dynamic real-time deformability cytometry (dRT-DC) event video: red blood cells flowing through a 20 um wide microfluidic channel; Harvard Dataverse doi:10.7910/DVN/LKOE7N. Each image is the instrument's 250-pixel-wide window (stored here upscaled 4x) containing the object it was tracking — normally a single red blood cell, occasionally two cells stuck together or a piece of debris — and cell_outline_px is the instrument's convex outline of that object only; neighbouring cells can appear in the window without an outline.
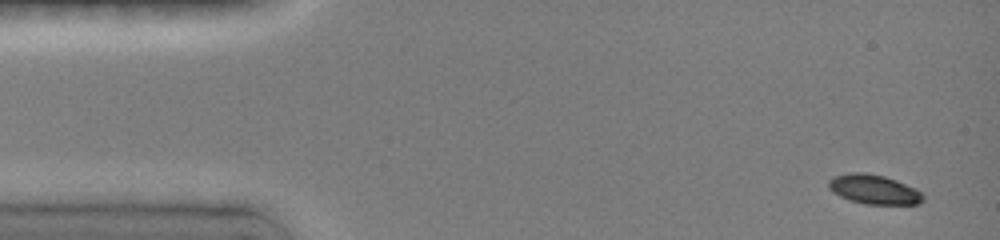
{"species": "common noctule bat (a hibernating species)", "species_latin": "Nyctalus noctula", "temperature_condition": "room temperature", "stored_images_in_passage": 39, "camera_frame_rate_fps": 3000, "um_per_image_px": 0.085, "animal": {"sex": "female", "body_mass_g": 19.0, "forearm_length_mm": 51.5}, "frame": {"image": 1, "passage_image": 3, "time_ms": 0.333, "image_size_px": [1000, 240], "cell_outline_px": [[924, 200], [920, 204], [864, 204], [840, 196], [832, 192], [828, 188], [828, 180], [832, 176], [848, 172], [864, 172], [884, 176], [896, 180], [916, 188], [924, 196]], "centroid_in_image_um": [74.26, 16.09], "position_along_channel_um": 10.7, "area_um2": 16.36}}
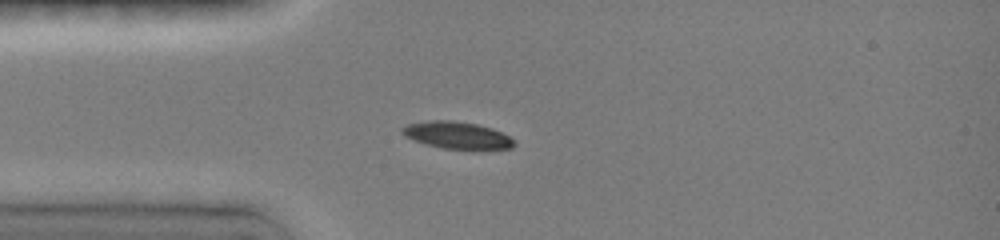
{"frame": {"image": 2, "passage_image": 24, "time_ms": 3.667, "image_size_px": [1000, 240], "cell_outline_px": [[516, 144], [512, 148], [444, 148], [428, 144], [404, 136], [400, 132], [400, 128], [408, 124], [424, 120], [452, 120], [476, 124], [492, 128], [508, 136]], "centroid_in_image_um": [38.79, 11.46], "position_along_channel_um": 46.2, "area_um2": 17.22}}
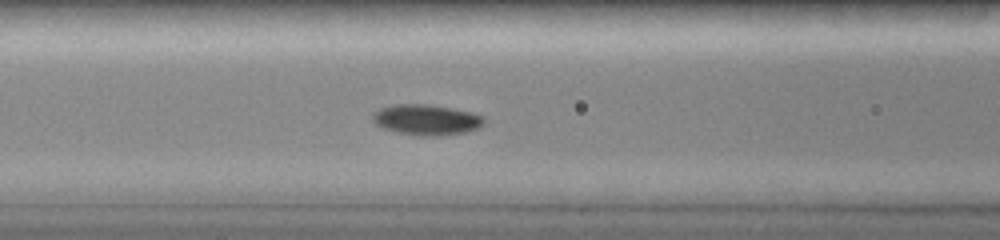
{"frame": {"image": 3, "passage_image": 37, "time_ms": 6.0, "image_size_px": [1000, 240], "cell_outline_px": [[484, 124], [480, 128], [464, 132], [440, 136], [412, 136], [396, 132], [384, 128], [376, 124], [372, 120], [372, 112], [380, 108], [396, 104], [428, 104], [452, 108], [472, 112], [484, 116]], "centroid_in_image_um": [36.24, 10.18], "position_along_channel_um": 130.4, "area_um2": 20.17}}